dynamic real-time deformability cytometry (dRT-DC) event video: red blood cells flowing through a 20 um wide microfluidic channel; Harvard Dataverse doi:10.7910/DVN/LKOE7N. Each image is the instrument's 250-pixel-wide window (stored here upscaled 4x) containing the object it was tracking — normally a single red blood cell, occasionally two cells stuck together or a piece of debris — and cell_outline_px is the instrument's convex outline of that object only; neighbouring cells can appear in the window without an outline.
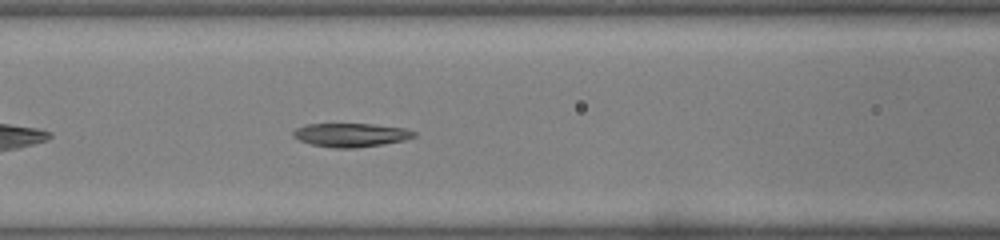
{"species": "common noctule bat (a hibernating species)", "species_latin": "Nyctalus noctula", "temperature_condition": "warm", "stored_images_in_passage": 27, "camera_frame_rate_fps": 3000, "um_per_image_px": 0.085, "animal": {"sex": "male", "body_mass_g": 19.0, "forearm_length_mm": 50.8}, "frame": {"image": 1, "passage_image": 6, "time_ms": 1.667, "image_size_px": [1000, 240], "cell_outline_px": [[416, 136], [404, 140], [356, 148], [336, 148], [312, 144], [300, 140], [292, 136], [292, 132], [296, 128], [308, 124], [372, 124], [404, 128], [416, 132]], "centroid_in_image_um": [29.82, 11.47], "position_along_channel_um": 136.8, "area_um2": 16.47}}
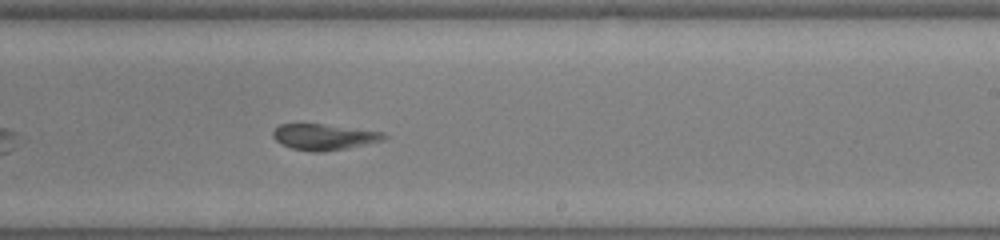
{"frame": {"image": 2, "passage_image": 14, "time_ms": 4.333, "image_size_px": [1000, 240], "cell_outline_px": [[388, 136], [384, 140], [324, 152], [312, 152], [292, 148], [280, 144], [272, 136], [272, 132], [280, 124], [320, 124], [384, 132]], "centroid_in_image_um": [27.51, 11.64], "position_along_channel_um": 261.5, "area_um2": 16.59}}
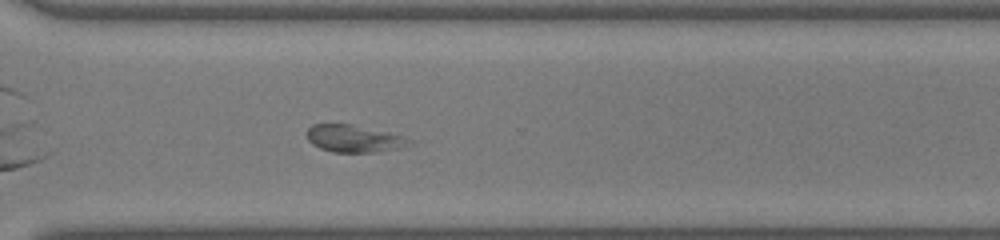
{"frame": {"image": 3, "passage_image": 19, "time_ms": 6.0, "image_size_px": [1000, 240], "cell_outline_px": [[416, 144], [380, 152], [332, 152], [320, 148], [312, 144], [308, 140], [308, 128], [312, 124], [348, 124], [404, 136]], "centroid_in_image_um": [30.1, 11.8], "position_along_channel_um": 340.5, "area_um2": 16.13}}